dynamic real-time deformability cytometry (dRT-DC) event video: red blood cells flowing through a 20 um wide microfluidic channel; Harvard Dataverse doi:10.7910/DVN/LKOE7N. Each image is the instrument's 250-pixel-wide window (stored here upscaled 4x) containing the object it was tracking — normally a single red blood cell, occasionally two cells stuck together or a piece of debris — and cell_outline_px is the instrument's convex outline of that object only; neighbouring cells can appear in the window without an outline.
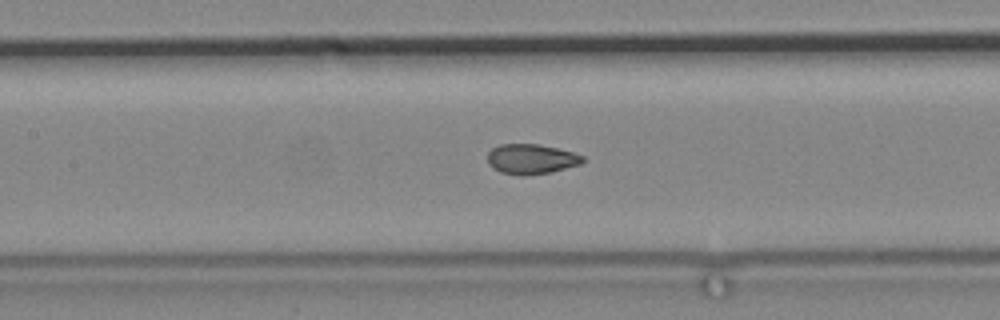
{"species": "common noctule bat (a hibernating species)", "species_latin": "Nyctalus noctula", "temperature_condition": "cold", "stored_images_in_passage": 79, "camera_frame_rate_fps": 3000, "um_per_image_px": 0.085, "animal": {"sex": "male", "body_mass_g": 19.2, "forearm_length_mm": 51.8}, "frame": {"image": 1, "passage_image": 44, "time_ms": 14.333, "image_size_px": [1000, 320], "cell_outline_px": [[584, 160], [580, 164], [552, 172], [524, 176], [500, 172], [492, 168], [488, 164], [488, 152], [492, 148], [500, 144], [540, 144], [572, 152], [584, 156]], "centroid_in_image_um": [45.13, 13.52], "position_along_channel_um": 162.3, "area_um2": 16.7}}
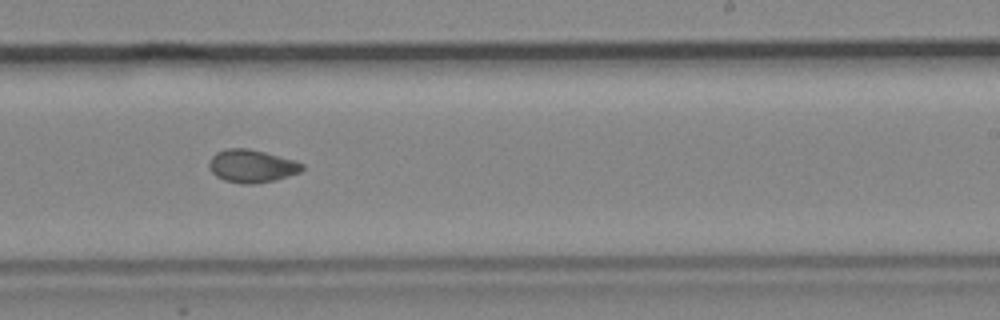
{"frame": {"image": 2, "passage_image": 54, "time_ms": 17.667, "image_size_px": [1000, 320], "cell_outline_px": [[304, 168], [300, 172], [276, 180], [252, 184], [244, 184], [224, 180], [216, 176], [212, 172], [208, 164], [208, 160], [216, 152], [224, 148], [248, 148], [264, 152], [292, 160], [304, 164]], "centroid_in_image_um": [21.36, 14.11], "position_along_channel_um": 267.6, "area_um2": 17.8}}
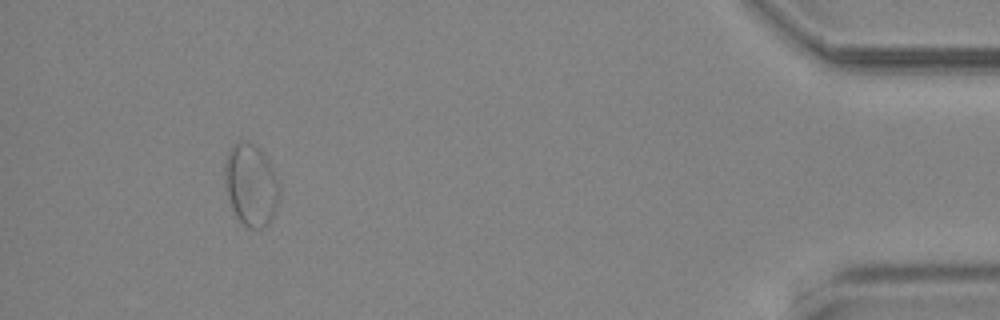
{"frame": {"image": 3, "passage_image": 74, "time_ms": 24.333, "image_size_px": [1000, 320], "cell_outline_px": [[280, 196], [272, 216], [268, 224], [260, 228], [248, 228], [236, 216], [232, 208], [224, 184], [224, 164], [228, 148], [232, 144], [240, 140], [244, 140], [260, 148], [268, 160], [280, 180]], "centroid_in_image_um": [21.33, 15.67], "position_along_channel_um": 413.9, "area_um2": 26.53}}